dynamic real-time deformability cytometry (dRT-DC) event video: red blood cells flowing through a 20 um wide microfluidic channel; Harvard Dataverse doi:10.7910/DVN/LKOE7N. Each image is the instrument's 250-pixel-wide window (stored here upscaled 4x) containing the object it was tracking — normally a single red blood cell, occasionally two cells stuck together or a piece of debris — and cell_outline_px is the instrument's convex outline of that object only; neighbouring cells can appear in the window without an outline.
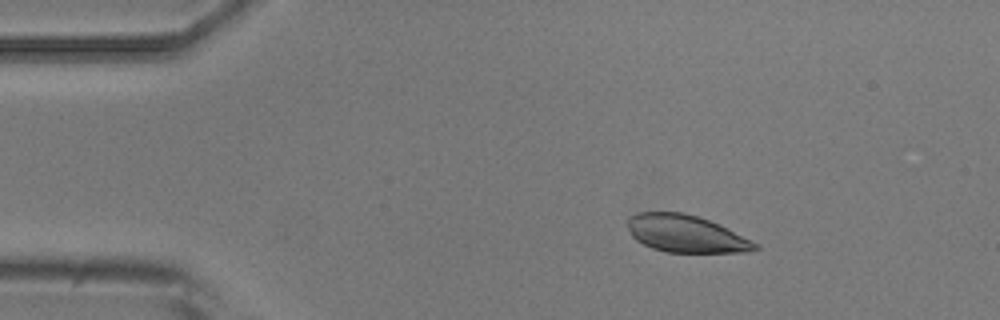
{"species": "common noctule bat (a hibernating species)", "species_latin": "Nyctalus noctula", "temperature_condition": "room temperature", "stored_images_in_passage": 4, "camera_frame_rate_fps": 3000, "um_per_image_px": 0.085, "animal": {"sex": "male", "body_mass_g": 20.5, "forearm_length_mm": 52.5}, "frame": {"image": 1, "passage_image": 2, "time_ms": 1.333, "image_size_px": [1000, 320], "cell_outline_px": [[760, 248], [744, 252], [668, 252], [652, 248], [636, 240], [632, 236], [628, 228], [628, 216], [636, 212], [684, 212], [708, 220], [752, 240], [760, 244]], "centroid_in_image_um": [58.28, 19.86], "position_along_channel_um": 26.7, "area_um2": 27.51}}